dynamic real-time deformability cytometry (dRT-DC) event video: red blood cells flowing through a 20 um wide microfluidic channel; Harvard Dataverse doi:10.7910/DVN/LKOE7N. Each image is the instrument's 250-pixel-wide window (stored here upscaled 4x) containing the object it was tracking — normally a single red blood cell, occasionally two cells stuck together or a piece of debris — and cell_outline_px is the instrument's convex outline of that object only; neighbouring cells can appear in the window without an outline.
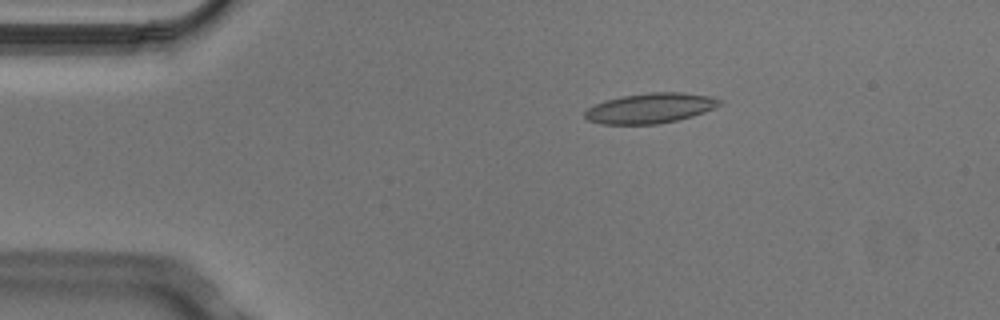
{"species": "Egyptian fruit bat (a non-hibernating species)", "species_latin": "Rousettus aegyptiacus", "temperature_condition": "cold", "stored_images_in_passage": 2, "camera_frame_rate_fps": 3000, "um_per_image_px": 0.085, "animal": {"sex": "male"}, "frame": {"image": 1, "passage_image": 1, "time_ms": 0.0, "image_size_px": [1000, 320], "cell_outline_px": [[724, 104], [716, 108], [692, 116], [676, 120], [656, 124], [600, 124], [588, 120], [584, 116], [584, 112], [588, 108], [604, 100], [624, 96], [648, 92], [684, 92], [708, 96], [724, 100]], "centroid_in_image_um": [55.31, 9.19], "position_along_channel_um": 29.7, "area_um2": 23.76}}